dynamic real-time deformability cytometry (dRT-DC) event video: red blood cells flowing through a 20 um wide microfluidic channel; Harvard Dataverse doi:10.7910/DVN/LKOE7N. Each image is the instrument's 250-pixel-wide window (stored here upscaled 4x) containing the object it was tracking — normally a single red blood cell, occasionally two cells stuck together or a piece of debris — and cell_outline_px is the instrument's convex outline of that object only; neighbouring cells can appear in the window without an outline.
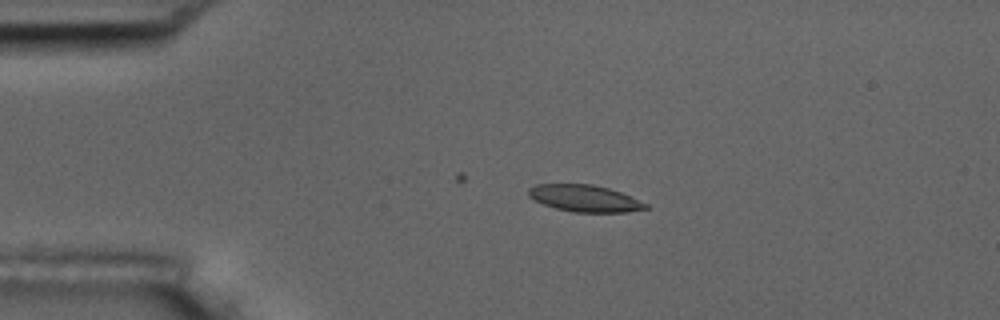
{"species": "common noctule bat (a hibernating species)", "species_latin": "Nyctalus noctula", "temperature_condition": "room temperature", "stored_images_in_passage": 3, "camera_frame_rate_fps": 3000, "um_per_image_px": 0.085, "animal": {"sex": "male", "body_mass_g": 17.5, "forearm_length_mm": 52.3}, "frame": {"image": 1, "passage_image": 2, "time_ms": 1.0, "image_size_px": [1000, 320], "cell_outline_px": [[648, 208], [628, 212], [572, 212], [556, 208], [544, 204], [528, 196], [528, 188], [536, 184], [592, 184], [608, 188], [620, 192], [648, 204]], "centroid_in_image_um": [49.69, 16.86], "position_along_channel_um": 35.3, "area_um2": 18.15}}